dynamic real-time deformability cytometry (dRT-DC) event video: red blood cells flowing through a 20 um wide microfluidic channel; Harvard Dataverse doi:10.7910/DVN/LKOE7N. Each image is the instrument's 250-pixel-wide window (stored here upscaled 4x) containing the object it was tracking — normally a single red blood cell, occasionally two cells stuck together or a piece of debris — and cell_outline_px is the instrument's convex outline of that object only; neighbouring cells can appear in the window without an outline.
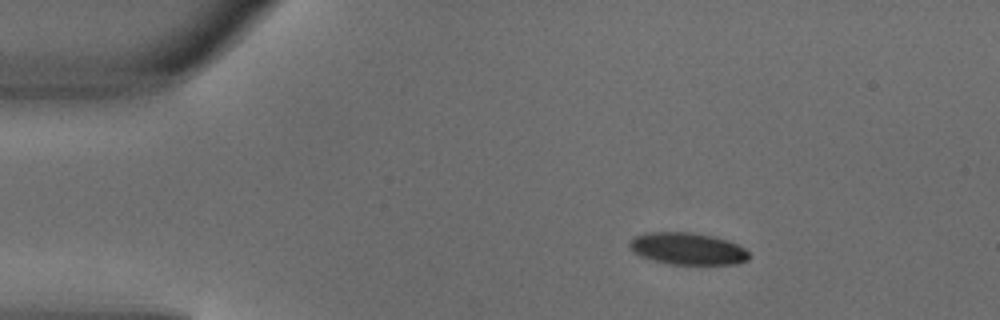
{"species": "common noctule bat (a hibernating species)", "species_latin": "Nyctalus noctula", "temperature_condition": "warm", "stored_images_in_passage": 5, "camera_frame_rate_fps": 3000, "um_per_image_px": 0.085, "animal": {"sex": "male", "body_mass_g": 18.8}, "frame": {"image": 1, "passage_image": 1, "time_ms": 0.0, "image_size_px": [1000, 320], "cell_outline_px": [[748, 260], [736, 264], [672, 264], [652, 260], [640, 256], [628, 244], [636, 236], [648, 232], [692, 232], [712, 236], [728, 240], [744, 248], [748, 252]], "centroid_in_image_um": [58.47, 21.14], "position_along_channel_um": 26.5, "area_um2": 22.02}}
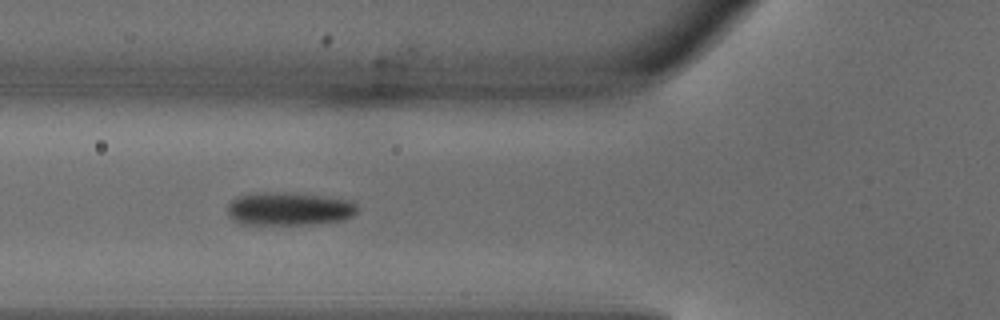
{"frame": {"image": 2, "passage_image": 4, "time_ms": 1.0, "image_size_px": [1000, 320], "cell_outline_px": [[356, 212], [352, 216], [340, 220], [308, 224], [240, 224], [232, 220], [228, 212], [228, 204], [236, 196], [256, 192], [292, 192], [352, 200], [356, 204]], "centroid_in_image_um": [24.52, 17.73], "position_along_channel_um": 101.3, "area_um2": 25.2}}
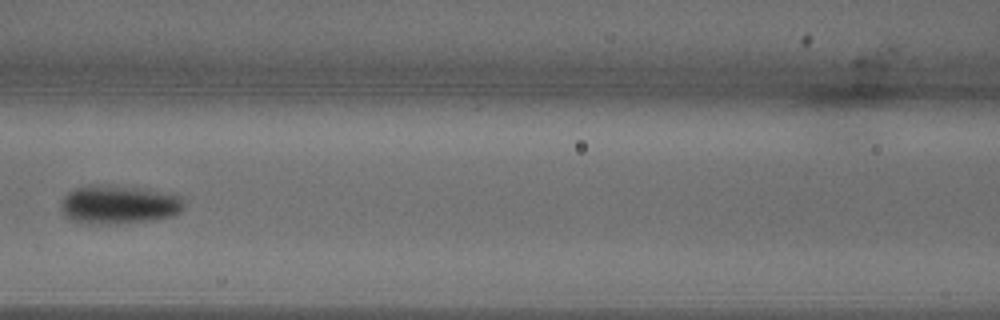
{"frame": {"image": 3, "passage_image": 5, "time_ms": 1.333, "image_size_px": [1000, 320], "cell_outline_px": [[184, 204], [180, 212], [176, 216], [156, 220], [112, 224], [80, 224], [64, 216], [60, 208], [60, 204], [64, 196], [68, 192], [76, 188], [88, 184], [112, 184], [176, 192], [184, 196]], "centroid_in_image_um": [10.15, 17.37], "position_along_channel_um": 156.5, "area_um2": 29.07}}